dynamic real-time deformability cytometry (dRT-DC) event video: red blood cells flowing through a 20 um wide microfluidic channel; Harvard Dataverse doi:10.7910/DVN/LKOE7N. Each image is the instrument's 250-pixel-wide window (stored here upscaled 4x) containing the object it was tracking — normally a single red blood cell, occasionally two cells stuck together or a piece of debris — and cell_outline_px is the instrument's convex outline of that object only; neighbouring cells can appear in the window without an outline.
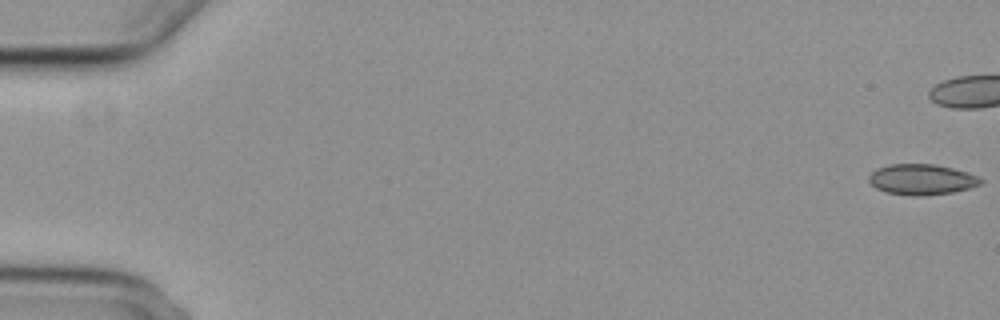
{"species": "common noctule bat (a hibernating species)", "species_latin": "Nyctalus noctula", "temperature_condition": "cold", "stored_images_in_passage": 45, "camera_frame_rate_fps": 3000, "um_per_image_px": 0.085, "animal": {"sex": "female", "body_mass_g": 29.2, "forearm_length_mm": 56.3}, "frame": {"image": 1, "passage_image": 1, "time_ms": 0.0, "image_size_px": [1000, 320], "cell_outline_px": [[984, 180], [980, 184], [968, 188], [952, 192], [920, 196], [912, 196], [884, 192], [876, 188], [868, 180], [868, 176], [876, 168], [888, 164], [932, 164], [952, 168], [976, 176]], "centroid_in_image_um": [78.28, 15.26], "position_along_channel_um": 6.7, "area_um2": 19.83}}